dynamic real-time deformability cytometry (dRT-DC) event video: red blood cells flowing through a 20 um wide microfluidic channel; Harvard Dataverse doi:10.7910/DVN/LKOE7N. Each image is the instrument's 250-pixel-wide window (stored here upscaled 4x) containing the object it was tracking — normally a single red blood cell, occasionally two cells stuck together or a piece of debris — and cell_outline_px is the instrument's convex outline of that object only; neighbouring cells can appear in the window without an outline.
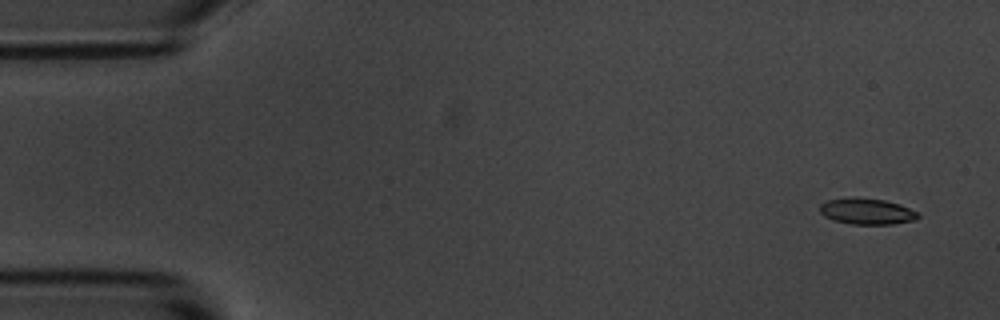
{"species": "common noctule bat (a hibernating species)", "species_latin": "Nyctalus noctula", "temperature_condition": "room temperature", "stored_images_in_passage": 4, "camera_frame_rate_fps": 3000, "um_per_image_px": 0.085, "animal": {"sex": "male", "body_mass_g": 20.1, "forearm_length_mm": 53.5}, "frame": {"image": 1, "passage_image": 1, "time_ms": 0.0, "image_size_px": [1000, 320], "cell_outline_px": [[920, 216], [916, 220], [892, 224], [852, 224], [832, 220], [824, 216], [820, 212], [820, 204], [828, 200], [884, 200], [900, 204], [916, 212]], "centroid_in_image_um": [73.71, 18.02], "position_along_channel_um": 11.3, "area_um2": 14.22}}
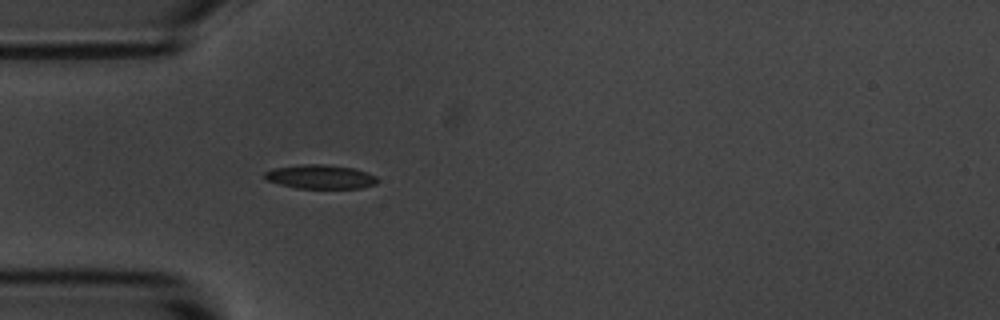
{"frame": {"image": 2, "passage_image": 4, "time_ms": 4.333, "image_size_px": [1000, 320], "cell_outline_px": [[380, 180], [376, 184], [360, 188], [296, 188], [280, 184], [268, 180], [264, 176], [264, 172], [272, 168], [304, 164], [324, 164], [356, 168], [376, 176]], "centroid_in_image_um": [27.26, 15.02], "position_along_channel_um": 57.7, "area_um2": 15.84}}